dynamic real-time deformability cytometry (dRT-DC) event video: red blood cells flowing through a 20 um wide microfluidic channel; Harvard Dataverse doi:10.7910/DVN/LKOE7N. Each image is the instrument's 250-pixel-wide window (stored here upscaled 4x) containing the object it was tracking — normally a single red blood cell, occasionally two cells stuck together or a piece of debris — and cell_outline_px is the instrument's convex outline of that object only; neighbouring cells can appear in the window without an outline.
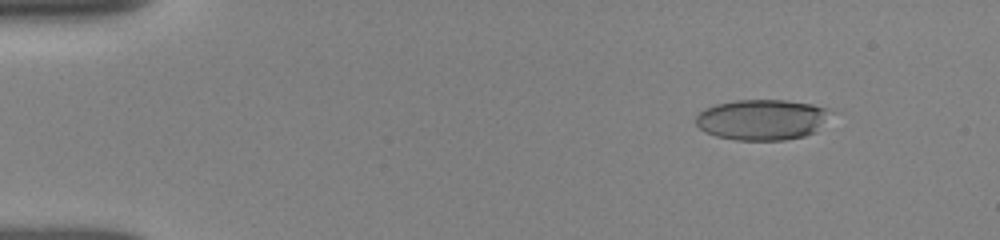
{"species": "human", "species_latin": "Homo sapiens", "temperature_condition": "room temperature", "stored_images_in_passage": 12, "camera_frame_rate_fps": 3000, "um_per_image_px": 0.085, "donor": {"sex": "female"}, "frame": {"image": 1, "passage_image": 5, "time_ms": 1.667, "image_size_px": [1000, 240], "cell_outline_px": [[832, 112], [816, 132], [804, 136], [784, 140], [736, 140], [716, 136], [704, 132], [696, 124], [696, 116], [704, 108], [716, 104], [736, 100], [784, 100], [812, 104], [828, 108]], "centroid_in_image_um": [64.77, 10.17], "position_along_channel_um": 20.2, "area_um2": 32.02}}
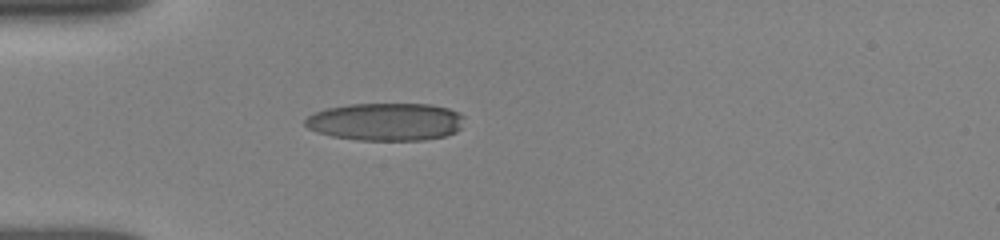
{"frame": {"image": 2, "passage_image": 12, "time_ms": 4.667, "image_size_px": [1000, 240], "cell_outline_px": [[464, 116], [460, 128], [456, 132], [444, 136], [424, 140], [360, 140], [332, 136], [316, 132], [308, 128], [304, 124], [304, 120], [312, 112], [324, 108], [348, 104], [432, 104], [448, 108], [460, 112]], "centroid_in_image_um": [32.77, 10.34], "position_along_channel_um": 52.2, "area_um2": 35.32}}